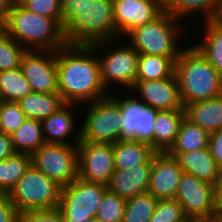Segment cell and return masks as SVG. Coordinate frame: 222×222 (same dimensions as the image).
Wrapping results in <instances>:
<instances>
[{
	"label": "cell",
	"mask_w": 222,
	"mask_h": 222,
	"mask_svg": "<svg viewBox=\"0 0 222 222\" xmlns=\"http://www.w3.org/2000/svg\"><path fill=\"white\" fill-rule=\"evenodd\" d=\"M218 222H222V216L217 218Z\"/></svg>",
	"instance_id": "cell-49"
},
{
	"label": "cell",
	"mask_w": 222,
	"mask_h": 222,
	"mask_svg": "<svg viewBox=\"0 0 222 222\" xmlns=\"http://www.w3.org/2000/svg\"><path fill=\"white\" fill-rule=\"evenodd\" d=\"M16 153L32 155L45 144L42 121L26 118L22 125L11 134Z\"/></svg>",
	"instance_id": "cell-27"
},
{
	"label": "cell",
	"mask_w": 222,
	"mask_h": 222,
	"mask_svg": "<svg viewBox=\"0 0 222 222\" xmlns=\"http://www.w3.org/2000/svg\"><path fill=\"white\" fill-rule=\"evenodd\" d=\"M126 202V200L107 189L99 205L96 218L102 222H122Z\"/></svg>",
	"instance_id": "cell-34"
},
{
	"label": "cell",
	"mask_w": 222,
	"mask_h": 222,
	"mask_svg": "<svg viewBox=\"0 0 222 222\" xmlns=\"http://www.w3.org/2000/svg\"><path fill=\"white\" fill-rule=\"evenodd\" d=\"M78 146L45 143L31 155V164L64 187L78 178Z\"/></svg>",
	"instance_id": "cell-10"
},
{
	"label": "cell",
	"mask_w": 222,
	"mask_h": 222,
	"mask_svg": "<svg viewBox=\"0 0 222 222\" xmlns=\"http://www.w3.org/2000/svg\"><path fill=\"white\" fill-rule=\"evenodd\" d=\"M152 168V158L143 165L127 170H115L107 189L128 201L136 195L147 192Z\"/></svg>",
	"instance_id": "cell-19"
},
{
	"label": "cell",
	"mask_w": 222,
	"mask_h": 222,
	"mask_svg": "<svg viewBox=\"0 0 222 222\" xmlns=\"http://www.w3.org/2000/svg\"><path fill=\"white\" fill-rule=\"evenodd\" d=\"M5 33V27L0 24V36Z\"/></svg>",
	"instance_id": "cell-47"
},
{
	"label": "cell",
	"mask_w": 222,
	"mask_h": 222,
	"mask_svg": "<svg viewBox=\"0 0 222 222\" xmlns=\"http://www.w3.org/2000/svg\"><path fill=\"white\" fill-rule=\"evenodd\" d=\"M185 118L209 134L222 129V94L211 99L186 104Z\"/></svg>",
	"instance_id": "cell-22"
},
{
	"label": "cell",
	"mask_w": 222,
	"mask_h": 222,
	"mask_svg": "<svg viewBox=\"0 0 222 222\" xmlns=\"http://www.w3.org/2000/svg\"><path fill=\"white\" fill-rule=\"evenodd\" d=\"M175 199L190 220L218 218L214 205V185L199 180L192 174L181 173Z\"/></svg>",
	"instance_id": "cell-12"
},
{
	"label": "cell",
	"mask_w": 222,
	"mask_h": 222,
	"mask_svg": "<svg viewBox=\"0 0 222 222\" xmlns=\"http://www.w3.org/2000/svg\"><path fill=\"white\" fill-rule=\"evenodd\" d=\"M61 186L32 164L8 193L9 200L20 214L30 210L58 207Z\"/></svg>",
	"instance_id": "cell-7"
},
{
	"label": "cell",
	"mask_w": 222,
	"mask_h": 222,
	"mask_svg": "<svg viewBox=\"0 0 222 222\" xmlns=\"http://www.w3.org/2000/svg\"><path fill=\"white\" fill-rule=\"evenodd\" d=\"M14 0H0V24L6 27Z\"/></svg>",
	"instance_id": "cell-43"
},
{
	"label": "cell",
	"mask_w": 222,
	"mask_h": 222,
	"mask_svg": "<svg viewBox=\"0 0 222 222\" xmlns=\"http://www.w3.org/2000/svg\"><path fill=\"white\" fill-rule=\"evenodd\" d=\"M58 93L65 103L82 105L105 98L108 92L92 46L69 45L56 51Z\"/></svg>",
	"instance_id": "cell-1"
},
{
	"label": "cell",
	"mask_w": 222,
	"mask_h": 222,
	"mask_svg": "<svg viewBox=\"0 0 222 222\" xmlns=\"http://www.w3.org/2000/svg\"><path fill=\"white\" fill-rule=\"evenodd\" d=\"M175 75L183 106L222 94V78L193 44L175 61Z\"/></svg>",
	"instance_id": "cell-2"
},
{
	"label": "cell",
	"mask_w": 222,
	"mask_h": 222,
	"mask_svg": "<svg viewBox=\"0 0 222 222\" xmlns=\"http://www.w3.org/2000/svg\"><path fill=\"white\" fill-rule=\"evenodd\" d=\"M210 134L184 118L174 145L168 153H187L197 149L208 148Z\"/></svg>",
	"instance_id": "cell-29"
},
{
	"label": "cell",
	"mask_w": 222,
	"mask_h": 222,
	"mask_svg": "<svg viewBox=\"0 0 222 222\" xmlns=\"http://www.w3.org/2000/svg\"><path fill=\"white\" fill-rule=\"evenodd\" d=\"M20 68L36 93H58L56 51L27 50Z\"/></svg>",
	"instance_id": "cell-14"
},
{
	"label": "cell",
	"mask_w": 222,
	"mask_h": 222,
	"mask_svg": "<svg viewBox=\"0 0 222 222\" xmlns=\"http://www.w3.org/2000/svg\"><path fill=\"white\" fill-rule=\"evenodd\" d=\"M75 106L79 105L66 103L57 112L42 120L45 143L65 145L79 144L81 141V128H79L80 126L77 123L76 116L78 114L75 115L77 109ZM73 109L75 110L74 112L72 111ZM76 125L78 127H76Z\"/></svg>",
	"instance_id": "cell-18"
},
{
	"label": "cell",
	"mask_w": 222,
	"mask_h": 222,
	"mask_svg": "<svg viewBox=\"0 0 222 222\" xmlns=\"http://www.w3.org/2000/svg\"><path fill=\"white\" fill-rule=\"evenodd\" d=\"M163 11V0H113L114 22L119 38L153 21Z\"/></svg>",
	"instance_id": "cell-15"
},
{
	"label": "cell",
	"mask_w": 222,
	"mask_h": 222,
	"mask_svg": "<svg viewBox=\"0 0 222 222\" xmlns=\"http://www.w3.org/2000/svg\"><path fill=\"white\" fill-rule=\"evenodd\" d=\"M15 153L11 135L0 132V161L10 158Z\"/></svg>",
	"instance_id": "cell-41"
},
{
	"label": "cell",
	"mask_w": 222,
	"mask_h": 222,
	"mask_svg": "<svg viewBox=\"0 0 222 222\" xmlns=\"http://www.w3.org/2000/svg\"><path fill=\"white\" fill-rule=\"evenodd\" d=\"M28 119L43 120L57 112L66 103L59 93L32 92L17 102Z\"/></svg>",
	"instance_id": "cell-26"
},
{
	"label": "cell",
	"mask_w": 222,
	"mask_h": 222,
	"mask_svg": "<svg viewBox=\"0 0 222 222\" xmlns=\"http://www.w3.org/2000/svg\"><path fill=\"white\" fill-rule=\"evenodd\" d=\"M182 169L176 157L168 152H156L152 157L150 183L147 192L156 199H175Z\"/></svg>",
	"instance_id": "cell-17"
},
{
	"label": "cell",
	"mask_w": 222,
	"mask_h": 222,
	"mask_svg": "<svg viewBox=\"0 0 222 222\" xmlns=\"http://www.w3.org/2000/svg\"><path fill=\"white\" fill-rule=\"evenodd\" d=\"M188 222H218V220L214 219V220H196V221H193V220L188 219Z\"/></svg>",
	"instance_id": "cell-46"
},
{
	"label": "cell",
	"mask_w": 222,
	"mask_h": 222,
	"mask_svg": "<svg viewBox=\"0 0 222 222\" xmlns=\"http://www.w3.org/2000/svg\"><path fill=\"white\" fill-rule=\"evenodd\" d=\"M84 105L86 114L79 123L82 141L113 144L121 140V109L111 95Z\"/></svg>",
	"instance_id": "cell-8"
},
{
	"label": "cell",
	"mask_w": 222,
	"mask_h": 222,
	"mask_svg": "<svg viewBox=\"0 0 222 222\" xmlns=\"http://www.w3.org/2000/svg\"><path fill=\"white\" fill-rule=\"evenodd\" d=\"M203 30L197 43H192L211 63L222 78V19L203 21Z\"/></svg>",
	"instance_id": "cell-25"
},
{
	"label": "cell",
	"mask_w": 222,
	"mask_h": 222,
	"mask_svg": "<svg viewBox=\"0 0 222 222\" xmlns=\"http://www.w3.org/2000/svg\"><path fill=\"white\" fill-rule=\"evenodd\" d=\"M19 222H64L58 207L53 209L30 210L19 214Z\"/></svg>",
	"instance_id": "cell-38"
},
{
	"label": "cell",
	"mask_w": 222,
	"mask_h": 222,
	"mask_svg": "<svg viewBox=\"0 0 222 222\" xmlns=\"http://www.w3.org/2000/svg\"><path fill=\"white\" fill-rule=\"evenodd\" d=\"M175 73V62L170 57L139 54L135 81L170 78Z\"/></svg>",
	"instance_id": "cell-28"
},
{
	"label": "cell",
	"mask_w": 222,
	"mask_h": 222,
	"mask_svg": "<svg viewBox=\"0 0 222 222\" xmlns=\"http://www.w3.org/2000/svg\"><path fill=\"white\" fill-rule=\"evenodd\" d=\"M29 81L23 75L21 68L0 71V100L18 102L31 94Z\"/></svg>",
	"instance_id": "cell-30"
},
{
	"label": "cell",
	"mask_w": 222,
	"mask_h": 222,
	"mask_svg": "<svg viewBox=\"0 0 222 222\" xmlns=\"http://www.w3.org/2000/svg\"><path fill=\"white\" fill-rule=\"evenodd\" d=\"M163 9L182 22L197 13L203 17L201 22L210 21L220 18L222 0H163Z\"/></svg>",
	"instance_id": "cell-21"
},
{
	"label": "cell",
	"mask_w": 222,
	"mask_h": 222,
	"mask_svg": "<svg viewBox=\"0 0 222 222\" xmlns=\"http://www.w3.org/2000/svg\"><path fill=\"white\" fill-rule=\"evenodd\" d=\"M176 157L183 172L192 174L197 179L215 185L219 167L209 148L197 149L187 153H169Z\"/></svg>",
	"instance_id": "cell-20"
},
{
	"label": "cell",
	"mask_w": 222,
	"mask_h": 222,
	"mask_svg": "<svg viewBox=\"0 0 222 222\" xmlns=\"http://www.w3.org/2000/svg\"><path fill=\"white\" fill-rule=\"evenodd\" d=\"M215 184H222V167L219 168V172H218L217 180Z\"/></svg>",
	"instance_id": "cell-45"
},
{
	"label": "cell",
	"mask_w": 222,
	"mask_h": 222,
	"mask_svg": "<svg viewBox=\"0 0 222 222\" xmlns=\"http://www.w3.org/2000/svg\"><path fill=\"white\" fill-rule=\"evenodd\" d=\"M183 24L164 10L153 21L133 29L122 41L128 40L139 54L170 57L175 62L186 46L179 45L180 41L183 43L181 39L185 35L184 32L190 30H185L187 25Z\"/></svg>",
	"instance_id": "cell-5"
},
{
	"label": "cell",
	"mask_w": 222,
	"mask_h": 222,
	"mask_svg": "<svg viewBox=\"0 0 222 222\" xmlns=\"http://www.w3.org/2000/svg\"><path fill=\"white\" fill-rule=\"evenodd\" d=\"M208 148L218 167H222V129L210 134Z\"/></svg>",
	"instance_id": "cell-40"
},
{
	"label": "cell",
	"mask_w": 222,
	"mask_h": 222,
	"mask_svg": "<svg viewBox=\"0 0 222 222\" xmlns=\"http://www.w3.org/2000/svg\"><path fill=\"white\" fill-rule=\"evenodd\" d=\"M87 1L89 0H61L63 25L77 11V8Z\"/></svg>",
	"instance_id": "cell-42"
},
{
	"label": "cell",
	"mask_w": 222,
	"mask_h": 222,
	"mask_svg": "<svg viewBox=\"0 0 222 222\" xmlns=\"http://www.w3.org/2000/svg\"><path fill=\"white\" fill-rule=\"evenodd\" d=\"M112 145L115 170H127L146 164L156 153L150 144L137 140L121 139Z\"/></svg>",
	"instance_id": "cell-24"
},
{
	"label": "cell",
	"mask_w": 222,
	"mask_h": 222,
	"mask_svg": "<svg viewBox=\"0 0 222 222\" xmlns=\"http://www.w3.org/2000/svg\"><path fill=\"white\" fill-rule=\"evenodd\" d=\"M187 219L176 199H159L149 222H185Z\"/></svg>",
	"instance_id": "cell-36"
},
{
	"label": "cell",
	"mask_w": 222,
	"mask_h": 222,
	"mask_svg": "<svg viewBox=\"0 0 222 222\" xmlns=\"http://www.w3.org/2000/svg\"><path fill=\"white\" fill-rule=\"evenodd\" d=\"M88 222H102L100 219L94 217V218H91Z\"/></svg>",
	"instance_id": "cell-48"
},
{
	"label": "cell",
	"mask_w": 222,
	"mask_h": 222,
	"mask_svg": "<svg viewBox=\"0 0 222 222\" xmlns=\"http://www.w3.org/2000/svg\"><path fill=\"white\" fill-rule=\"evenodd\" d=\"M214 205L216 216H222V184L214 185Z\"/></svg>",
	"instance_id": "cell-44"
},
{
	"label": "cell",
	"mask_w": 222,
	"mask_h": 222,
	"mask_svg": "<svg viewBox=\"0 0 222 222\" xmlns=\"http://www.w3.org/2000/svg\"><path fill=\"white\" fill-rule=\"evenodd\" d=\"M77 146L78 178L107 186L115 171L113 145L81 140Z\"/></svg>",
	"instance_id": "cell-13"
},
{
	"label": "cell",
	"mask_w": 222,
	"mask_h": 222,
	"mask_svg": "<svg viewBox=\"0 0 222 222\" xmlns=\"http://www.w3.org/2000/svg\"><path fill=\"white\" fill-rule=\"evenodd\" d=\"M27 10L56 19L63 26L61 0H17Z\"/></svg>",
	"instance_id": "cell-37"
},
{
	"label": "cell",
	"mask_w": 222,
	"mask_h": 222,
	"mask_svg": "<svg viewBox=\"0 0 222 222\" xmlns=\"http://www.w3.org/2000/svg\"><path fill=\"white\" fill-rule=\"evenodd\" d=\"M158 199L148 192L136 195L126 202L122 222H149Z\"/></svg>",
	"instance_id": "cell-32"
},
{
	"label": "cell",
	"mask_w": 222,
	"mask_h": 222,
	"mask_svg": "<svg viewBox=\"0 0 222 222\" xmlns=\"http://www.w3.org/2000/svg\"><path fill=\"white\" fill-rule=\"evenodd\" d=\"M184 110H161L155 118L153 149L156 152H168L174 145L182 121Z\"/></svg>",
	"instance_id": "cell-23"
},
{
	"label": "cell",
	"mask_w": 222,
	"mask_h": 222,
	"mask_svg": "<svg viewBox=\"0 0 222 222\" xmlns=\"http://www.w3.org/2000/svg\"><path fill=\"white\" fill-rule=\"evenodd\" d=\"M129 91L153 109L184 110L175 73L170 78L135 81Z\"/></svg>",
	"instance_id": "cell-16"
},
{
	"label": "cell",
	"mask_w": 222,
	"mask_h": 222,
	"mask_svg": "<svg viewBox=\"0 0 222 222\" xmlns=\"http://www.w3.org/2000/svg\"><path fill=\"white\" fill-rule=\"evenodd\" d=\"M114 93L110 95L119 103L121 109V139L145 142L153 148L155 118L159 110L146 106L129 90H123L122 94L119 91Z\"/></svg>",
	"instance_id": "cell-11"
},
{
	"label": "cell",
	"mask_w": 222,
	"mask_h": 222,
	"mask_svg": "<svg viewBox=\"0 0 222 222\" xmlns=\"http://www.w3.org/2000/svg\"><path fill=\"white\" fill-rule=\"evenodd\" d=\"M31 165V155L15 153L0 161V192L9 193Z\"/></svg>",
	"instance_id": "cell-31"
},
{
	"label": "cell",
	"mask_w": 222,
	"mask_h": 222,
	"mask_svg": "<svg viewBox=\"0 0 222 222\" xmlns=\"http://www.w3.org/2000/svg\"><path fill=\"white\" fill-rule=\"evenodd\" d=\"M121 40L122 38H118L91 45L97 54L101 81L111 93L114 92L115 85L118 89L121 87V91L122 88L124 91L125 88L130 90L137 75L139 53L128 42L122 44Z\"/></svg>",
	"instance_id": "cell-6"
},
{
	"label": "cell",
	"mask_w": 222,
	"mask_h": 222,
	"mask_svg": "<svg viewBox=\"0 0 222 222\" xmlns=\"http://www.w3.org/2000/svg\"><path fill=\"white\" fill-rule=\"evenodd\" d=\"M106 185L77 178L61 188L58 208L64 222H88L96 217Z\"/></svg>",
	"instance_id": "cell-9"
},
{
	"label": "cell",
	"mask_w": 222,
	"mask_h": 222,
	"mask_svg": "<svg viewBox=\"0 0 222 222\" xmlns=\"http://www.w3.org/2000/svg\"><path fill=\"white\" fill-rule=\"evenodd\" d=\"M64 36L69 45L91 46L118 39L113 0H89L64 23Z\"/></svg>",
	"instance_id": "cell-4"
},
{
	"label": "cell",
	"mask_w": 222,
	"mask_h": 222,
	"mask_svg": "<svg viewBox=\"0 0 222 222\" xmlns=\"http://www.w3.org/2000/svg\"><path fill=\"white\" fill-rule=\"evenodd\" d=\"M25 119L26 116L17 102L1 101L0 132L11 135Z\"/></svg>",
	"instance_id": "cell-35"
},
{
	"label": "cell",
	"mask_w": 222,
	"mask_h": 222,
	"mask_svg": "<svg viewBox=\"0 0 222 222\" xmlns=\"http://www.w3.org/2000/svg\"><path fill=\"white\" fill-rule=\"evenodd\" d=\"M5 32L27 50H52L66 46L63 26L54 18L41 16L14 0Z\"/></svg>",
	"instance_id": "cell-3"
},
{
	"label": "cell",
	"mask_w": 222,
	"mask_h": 222,
	"mask_svg": "<svg viewBox=\"0 0 222 222\" xmlns=\"http://www.w3.org/2000/svg\"><path fill=\"white\" fill-rule=\"evenodd\" d=\"M27 49L6 32L0 36V71L19 68Z\"/></svg>",
	"instance_id": "cell-33"
},
{
	"label": "cell",
	"mask_w": 222,
	"mask_h": 222,
	"mask_svg": "<svg viewBox=\"0 0 222 222\" xmlns=\"http://www.w3.org/2000/svg\"><path fill=\"white\" fill-rule=\"evenodd\" d=\"M0 222H19V213L5 192H0Z\"/></svg>",
	"instance_id": "cell-39"
}]
</instances>
